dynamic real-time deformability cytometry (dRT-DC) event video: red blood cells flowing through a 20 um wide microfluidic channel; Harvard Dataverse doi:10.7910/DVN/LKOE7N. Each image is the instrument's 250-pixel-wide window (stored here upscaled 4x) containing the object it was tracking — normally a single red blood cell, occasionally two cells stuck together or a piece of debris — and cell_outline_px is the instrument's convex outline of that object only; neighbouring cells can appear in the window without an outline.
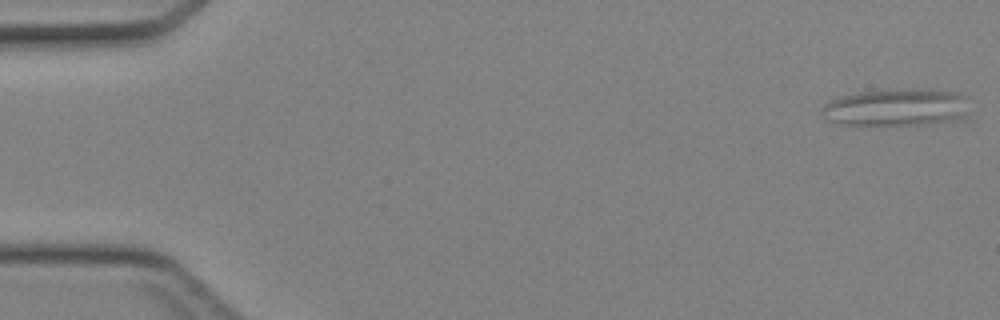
{"species": "Egyptian fruit bat (a non-hibernating species)", "species_latin": "Rousettus aegyptiacus", "temperature_condition": "cold", "stored_images_in_passage": 11, "camera_frame_rate_fps": 3000, "um_per_image_px": 0.085, "animal": {"sex": "female"}, "frame": {"image": 1, "passage_image": 1, "time_ms": 0.0, "image_size_px": [1000, 320], "cell_outline_px": [[964, 120], [920, 124], [844, 124], [828, 120], [824, 116], [824, 108], [832, 100], [840, 96], [860, 92], [928, 88], [932, 88], [956, 92], [964, 96]], "centroid_in_image_um": [76.25, 9.12], "position_along_channel_um": 8.8, "area_um2": 31.33}}